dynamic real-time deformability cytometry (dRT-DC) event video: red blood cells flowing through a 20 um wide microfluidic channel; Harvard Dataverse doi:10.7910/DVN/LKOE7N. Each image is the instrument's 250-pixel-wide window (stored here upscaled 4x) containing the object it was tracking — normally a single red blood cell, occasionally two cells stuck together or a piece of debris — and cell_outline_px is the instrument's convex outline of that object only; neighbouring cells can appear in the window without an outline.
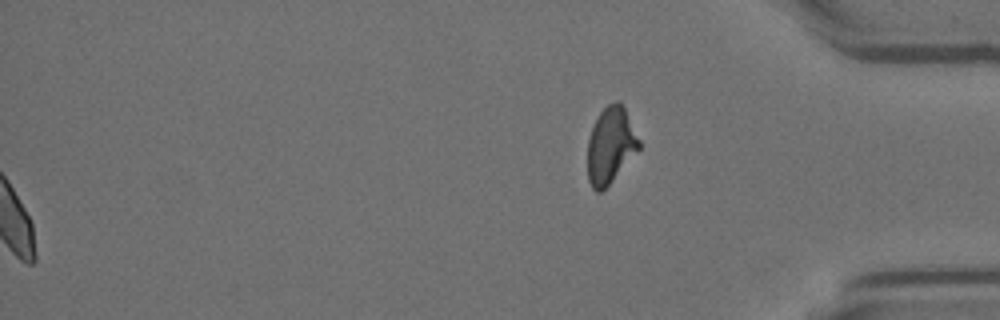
{"species": "Egyptian fruit bat (a non-hibernating species)", "species_latin": "Rousettus aegyptiacus", "temperature_condition": "room temperature", "stored_images_in_passage": 48, "segment_of_instrument_passage": [2, 2], "camera_frame_rate_fps": 3000, "um_per_image_px": 0.085, "animal": {"sex": "female"}, "frame": {"image": 1, "passage_image": 48, "time_ms": 15.667, "image_size_px": [1000, 320], "cell_outline_px": [[640, 148], [608, 184], [600, 192], [596, 192], [592, 188], [588, 180], [588, 140], [592, 128], [600, 112], [608, 104], [616, 100], [620, 100], [640, 140]], "centroid_in_image_um": [51.89, 12.33], "position_along_channel_um": 383.3, "area_um2": 22.43}}